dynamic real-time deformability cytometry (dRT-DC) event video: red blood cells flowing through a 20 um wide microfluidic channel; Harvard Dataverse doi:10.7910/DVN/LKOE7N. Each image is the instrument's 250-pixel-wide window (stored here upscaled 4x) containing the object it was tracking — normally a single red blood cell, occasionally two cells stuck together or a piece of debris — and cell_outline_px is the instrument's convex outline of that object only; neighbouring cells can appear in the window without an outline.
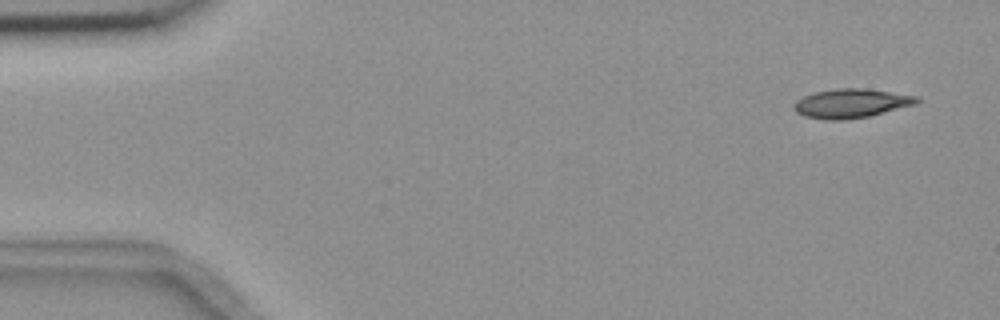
{"species": "common noctule bat (a hibernating species)", "species_latin": "Nyctalus noctula", "temperature_condition": "room temperature", "stored_images_in_passage": 5, "camera_frame_rate_fps": 3000, "um_per_image_px": 0.085, "animal": {"sex": "female", "body_mass_g": 18.4}, "frame": {"image": 1, "passage_image": 1, "time_ms": 0.0, "image_size_px": [1000, 320], "cell_outline_px": [[920, 100], [916, 104], [868, 116], [848, 120], [828, 120], [804, 116], [796, 112], [792, 108], [792, 104], [796, 100], [812, 92], [836, 88], [864, 88], [920, 96]], "centroid_in_image_um": [72.32, 8.78], "position_along_channel_um": 12.7, "area_um2": 21.04}}
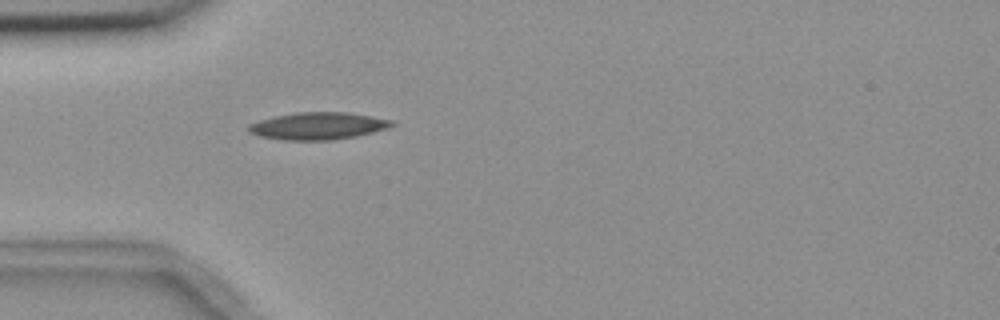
{"frame": {"image": 2, "passage_image": 5, "time_ms": 4.333, "image_size_px": [1000, 320], "cell_outline_px": [[396, 124], [388, 128], [356, 136], [332, 140], [284, 140], [260, 136], [248, 132], [248, 124], [272, 116], [296, 112], [348, 112], [396, 120]], "centroid_in_image_um": [27.05, 10.69], "position_along_channel_um": 57.9, "area_um2": 22.95}}